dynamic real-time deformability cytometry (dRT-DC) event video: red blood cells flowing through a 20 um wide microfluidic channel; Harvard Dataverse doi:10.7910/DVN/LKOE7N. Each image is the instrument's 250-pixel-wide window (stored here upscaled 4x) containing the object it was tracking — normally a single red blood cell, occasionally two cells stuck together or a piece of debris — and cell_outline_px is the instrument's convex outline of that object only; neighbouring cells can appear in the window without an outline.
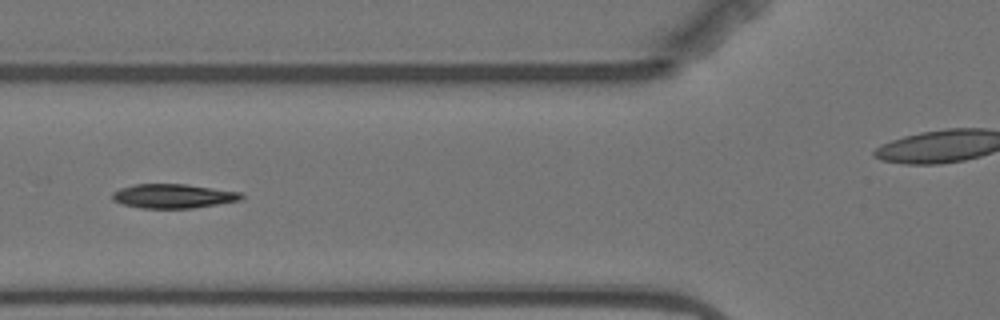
{"species": "Egyptian fruit bat (a non-hibernating species)", "species_latin": "Rousettus aegyptiacus", "temperature_condition": "warm", "stored_images_in_passage": 7, "camera_frame_rate_fps": 3000, "um_per_image_px": 0.085, "animal": {"sex": "female"}, "frame": {"image": 1, "passage_image": 6, "time_ms": 6.0, "image_size_px": [1000, 320], "cell_outline_px": [[244, 200], [192, 208], [140, 208], [120, 204], [112, 200], [112, 192], [120, 188], [132, 184], [184, 184], [240, 192], [244, 196]], "centroid_in_image_um": [14.69, 16.67], "position_along_channel_um": 111.1, "area_um2": 18.32}}
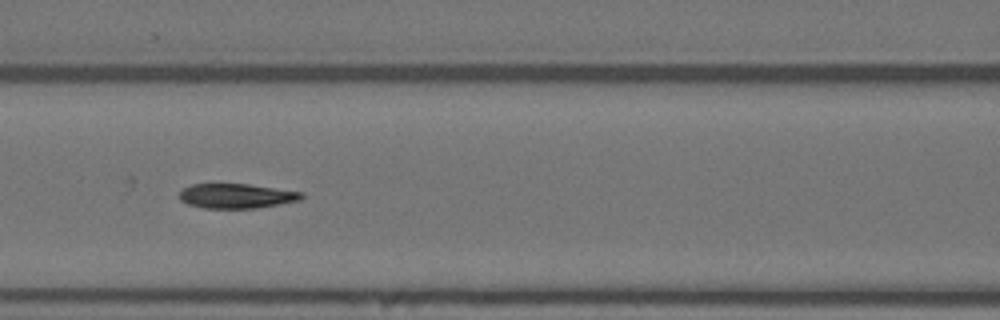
{"frame": {"image": 2, "passage_image": 7, "time_ms": 7.0, "image_size_px": [1000, 320], "cell_outline_px": [[304, 196], [300, 200], [280, 204], [256, 208], [204, 208], [188, 204], [180, 200], [180, 192], [184, 188], [192, 184], [248, 184], [304, 192]], "centroid_in_image_um": [20.12, 16.65], "position_along_channel_um": 146.5, "area_um2": 17.51}}